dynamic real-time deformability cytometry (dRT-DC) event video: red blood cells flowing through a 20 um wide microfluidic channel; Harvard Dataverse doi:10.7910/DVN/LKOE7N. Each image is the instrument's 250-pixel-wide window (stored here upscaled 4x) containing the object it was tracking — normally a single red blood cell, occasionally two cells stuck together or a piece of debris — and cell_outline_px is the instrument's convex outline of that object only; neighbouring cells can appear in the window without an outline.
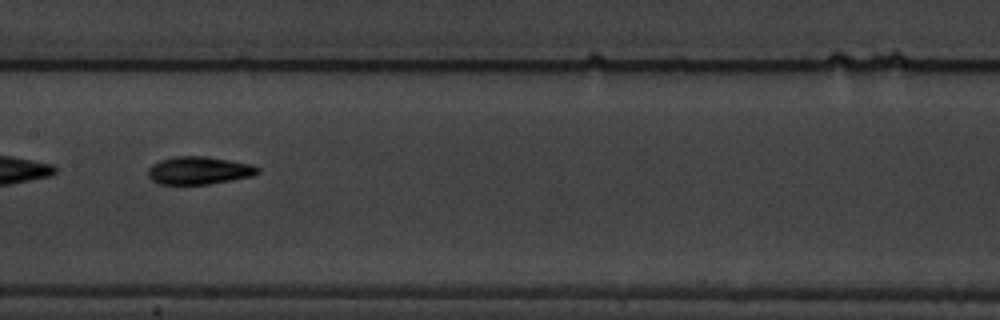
{"species": "common noctule bat (a hibernating species)", "species_latin": "Nyctalus noctula", "temperature_condition": "warm", "stored_images_in_passage": 40, "camera_frame_rate_fps": 3000, "um_per_image_px": 0.085, "animal": {"sex": "male", "body_mass_g": 19.5, "forearm_length_mm": 54.6}, "frame": {"image": 1, "passage_image": 12, "time_ms": 3.667, "image_size_px": [1000, 320], "cell_outline_px": [[260, 172], [252, 176], [208, 184], [156, 184], [148, 176], [148, 168], [152, 164], [160, 160], [172, 156], [204, 156], [252, 164], [260, 168]], "centroid_in_image_um": [16.88, 14.48], "position_along_channel_um": 190.5, "area_um2": 17.8}}
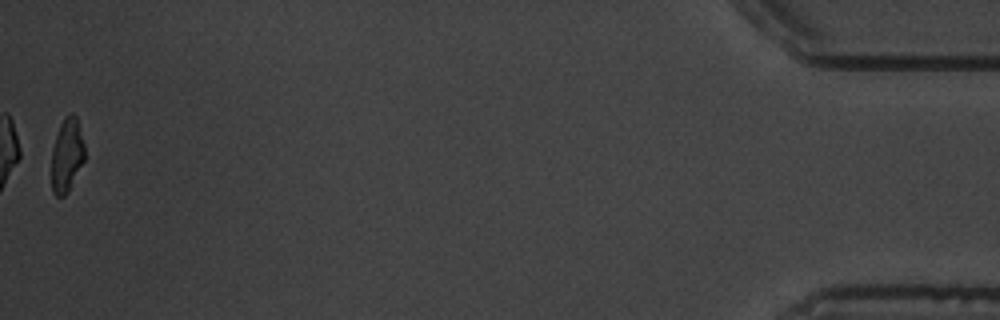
{"frame": {"image": 2, "passage_image": 40, "time_ms": 13.0, "image_size_px": [1000, 320], "cell_outline_px": [[84, 160], [68, 192], [64, 196], [56, 196], [52, 192], [52, 148], [60, 124], [64, 116], [72, 112], [76, 116], [84, 144]], "centroid_in_image_um": [5.68, 13.18], "position_along_channel_um": 429.5, "area_um2": 14.16}, "authors_computed_cell_mechanics": {"area_um2": 17.0221, "velocity_mm_per_s": 3.5174, "shape_relaxation_time_tau1_ms": 3.3358, "shape_relaxation_time_tau2_ms": 5.0658, "deformation_change_tau1": 0.1362, "deformation_change_tau2": 0.1343}}